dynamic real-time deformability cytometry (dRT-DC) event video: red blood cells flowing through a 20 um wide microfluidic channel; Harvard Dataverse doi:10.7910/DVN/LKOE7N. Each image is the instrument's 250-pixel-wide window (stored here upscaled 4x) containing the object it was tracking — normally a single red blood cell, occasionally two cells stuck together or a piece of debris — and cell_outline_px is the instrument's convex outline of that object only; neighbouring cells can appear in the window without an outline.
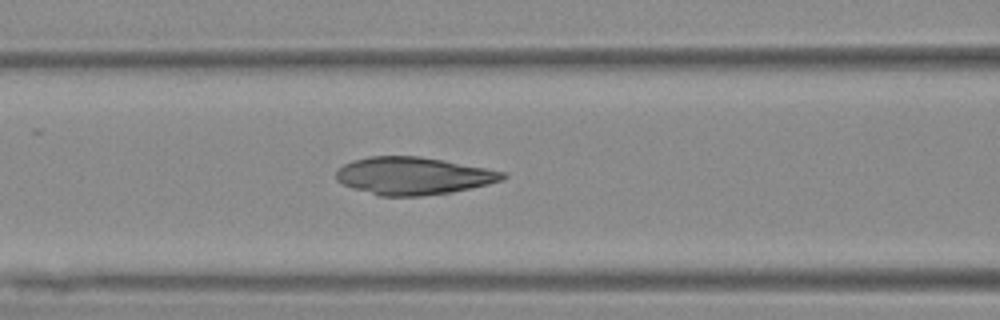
{"species": "Egyptian fruit bat (a non-hibernating species)", "species_latin": "Rousettus aegyptiacus", "temperature_condition": "warm", "stored_images_in_passage": 50, "camera_frame_rate_fps": 3000, "um_per_image_px": 0.085, "animal": {"sex": "female"}, "frame": {"image": 1, "passage_image": 18, "time_ms": 5.667, "image_size_px": [1000, 320], "cell_outline_px": [[508, 176], [504, 180], [488, 184], [452, 192], [420, 196], [380, 196], [352, 188], [336, 180], [336, 172], [344, 164], [352, 160], [368, 156], [420, 156], [444, 160], [504, 172]], "centroid_in_image_um": [35.12, 14.94], "position_along_channel_um": 131.5, "area_um2": 36.36}}
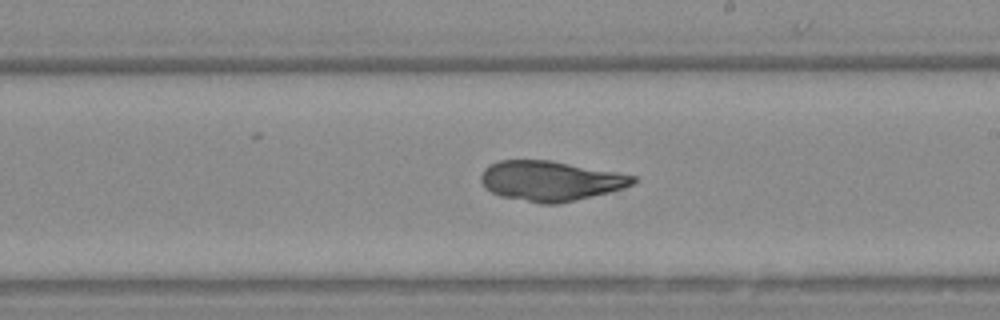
{"frame": {"image": 2, "passage_image": 27, "time_ms": 8.667, "image_size_px": [1000, 320], "cell_outline_px": [[636, 180], [632, 184], [624, 188], [560, 204], [540, 204], [500, 196], [484, 188], [480, 180], [480, 176], [484, 168], [488, 164], [500, 160], [552, 160], [616, 172], [636, 176]], "centroid_in_image_um": [46.74, 15.37], "position_along_channel_um": 242.3, "area_um2": 35.6}}
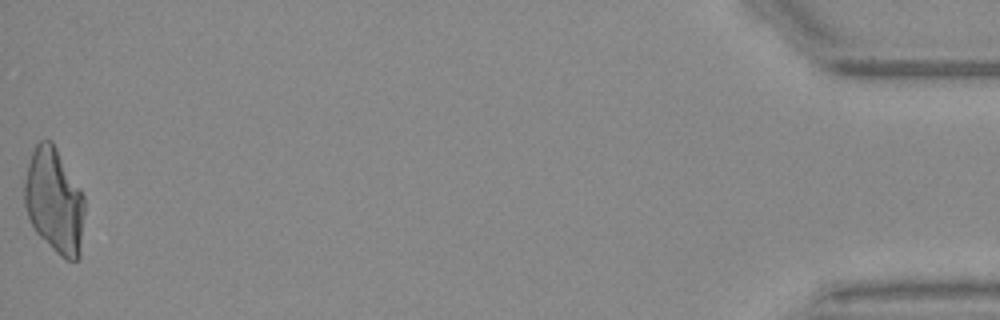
{"frame": {"image": 3, "passage_image": 50, "time_ms": 16.333, "image_size_px": [1000, 320], "cell_outline_px": [[84, 212], [80, 256], [76, 260], [64, 260], [36, 232], [28, 216], [24, 204], [24, 180], [28, 164], [32, 152], [36, 144], [40, 140], [52, 140], [80, 188], [84, 196]], "centroid_in_image_um": [4.61, 17.07], "position_along_channel_um": 430.6, "area_um2": 36.76}}